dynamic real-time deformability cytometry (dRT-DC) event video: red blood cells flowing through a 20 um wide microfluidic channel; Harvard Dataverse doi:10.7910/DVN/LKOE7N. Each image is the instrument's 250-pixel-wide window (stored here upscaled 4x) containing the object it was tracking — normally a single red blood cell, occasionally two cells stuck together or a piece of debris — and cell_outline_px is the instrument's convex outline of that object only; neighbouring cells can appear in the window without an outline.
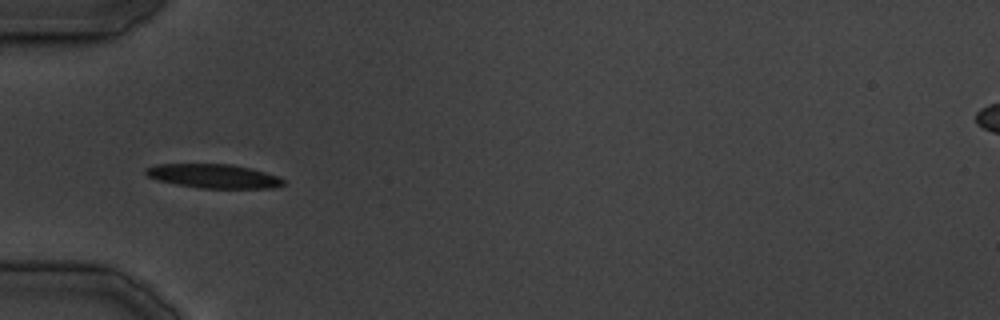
{"species": "common noctule bat (a hibernating species)", "species_latin": "Nyctalus noctula", "temperature_condition": "cold", "stored_images_in_passage": 28, "camera_frame_rate_fps": 3000, "um_per_image_px": 0.085, "animal": {"sex": "male", "body_mass_g": 19.5, "forearm_length_mm": 54.6}, "frame": {"image": 1, "passage_image": 5, "time_ms": 4.667, "image_size_px": [1000, 320], "cell_outline_px": [[284, 184], [272, 188], [200, 188], [176, 184], [156, 180], [148, 176], [144, 172], [144, 168], [156, 164], [232, 164], [252, 168], [280, 176], [284, 180]], "centroid_in_image_um": [18.15, 14.96], "position_along_channel_um": 66.8, "area_um2": 19.42}}
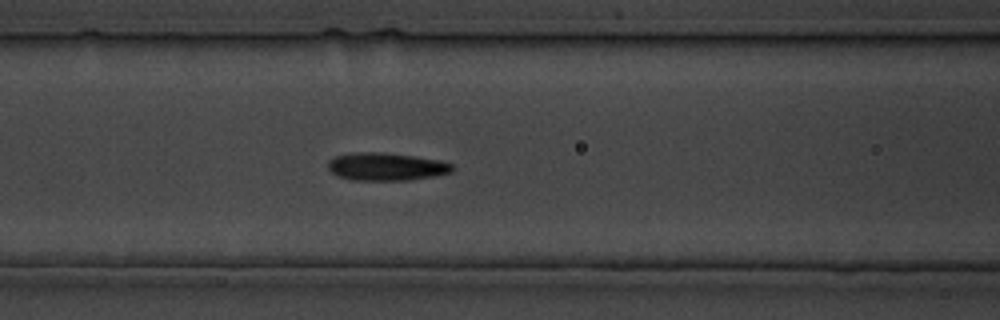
{"frame": {"image": 2, "passage_image": 9, "time_ms": 9.333, "image_size_px": [1000, 320], "cell_outline_px": [[456, 168], [452, 172], [436, 176], [408, 180], [352, 180], [336, 176], [328, 168], [328, 160], [336, 156], [352, 152], [384, 152], [416, 156], [440, 160], [452, 164]], "centroid_in_image_um": [32.85, 14.16], "position_along_channel_um": 133.8, "area_um2": 20.46}}
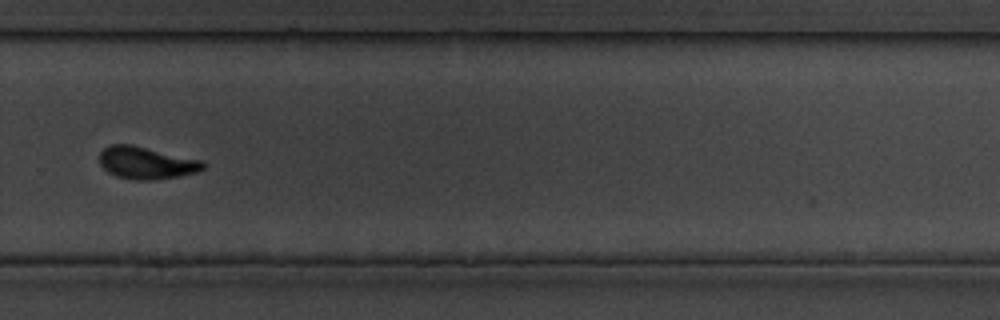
{"frame": {"image": 3, "passage_image": 20, "time_ms": 22.0, "image_size_px": [1000, 320], "cell_outline_px": [[204, 168], [196, 172], [180, 176], [152, 180], [136, 180], [116, 176], [108, 172], [100, 164], [100, 152], [108, 144], [132, 144], [204, 160]], "centroid_in_image_um": [12.44, 13.83], "position_along_channel_um": 317.4, "area_um2": 19.65}}